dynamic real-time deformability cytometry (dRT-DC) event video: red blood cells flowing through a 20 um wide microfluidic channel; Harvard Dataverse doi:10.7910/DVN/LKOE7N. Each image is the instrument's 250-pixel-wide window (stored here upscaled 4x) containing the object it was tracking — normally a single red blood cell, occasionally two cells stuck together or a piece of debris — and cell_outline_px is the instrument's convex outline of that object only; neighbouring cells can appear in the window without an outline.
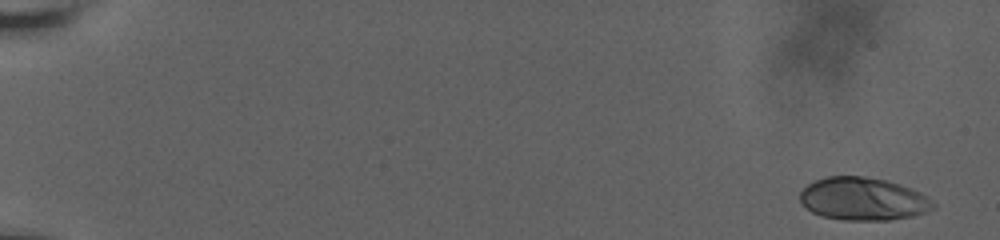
{"species": "human", "species_latin": "Homo sapiens", "temperature_condition": "room temperature", "stored_images_in_passage": 16, "camera_frame_rate_fps": 3000, "um_per_image_px": 0.085, "donor": {"sex": "male"}, "frame": {"image": 1, "passage_image": 1, "time_ms": 0.0, "image_size_px": [1000, 240], "cell_outline_px": [[936, 208], [912, 216], [888, 220], [844, 220], [820, 216], [812, 212], [800, 200], [800, 192], [808, 184], [816, 180], [828, 176], [864, 176], [888, 180], [900, 184], [920, 192], [928, 196], [936, 204]], "centroid_in_image_um": [73.39, 16.91], "position_along_channel_um": 11.6, "area_um2": 33.35}}
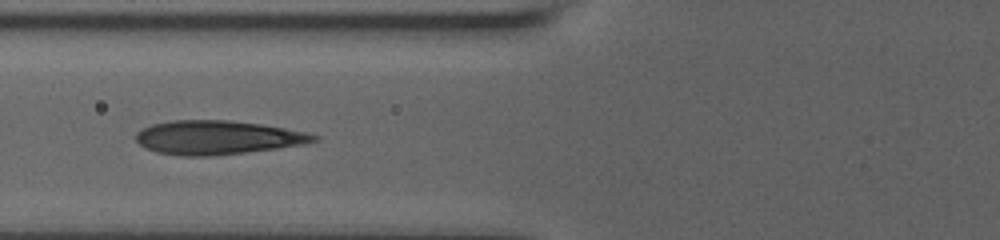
{"frame": {"image": 2, "passage_image": 10, "time_ms": 8.0, "image_size_px": [1000, 240], "cell_outline_px": [[320, 140], [304, 144], [276, 148], [212, 156], [180, 156], [156, 152], [140, 144], [136, 140], [136, 132], [140, 128], [152, 124], [172, 120], [228, 120], [260, 124], [284, 128], [304, 132], [320, 136]], "centroid_in_image_um": [18.46, 11.68], "position_along_channel_um": 107.3, "area_um2": 35.03}}
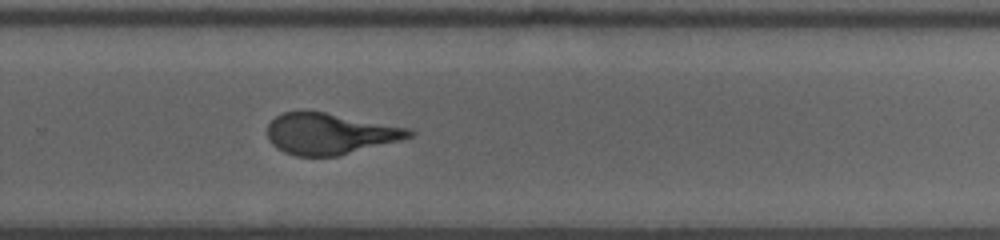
{"frame": {"image": 3, "passage_image": 16, "time_ms": 13.333, "image_size_px": [1000, 240], "cell_outline_px": [[416, 132], [412, 136], [400, 140], [336, 156], [296, 156], [284, 152], [276, 148], [272, 144], [268, 136], [268, 124], [276, 116], [284, 112], [324, 112], [412, 128]], "centroid_in_image_um": [28.06, 11.37], "position_along_channel_um": 301.7, "area_um2": 33.7}}